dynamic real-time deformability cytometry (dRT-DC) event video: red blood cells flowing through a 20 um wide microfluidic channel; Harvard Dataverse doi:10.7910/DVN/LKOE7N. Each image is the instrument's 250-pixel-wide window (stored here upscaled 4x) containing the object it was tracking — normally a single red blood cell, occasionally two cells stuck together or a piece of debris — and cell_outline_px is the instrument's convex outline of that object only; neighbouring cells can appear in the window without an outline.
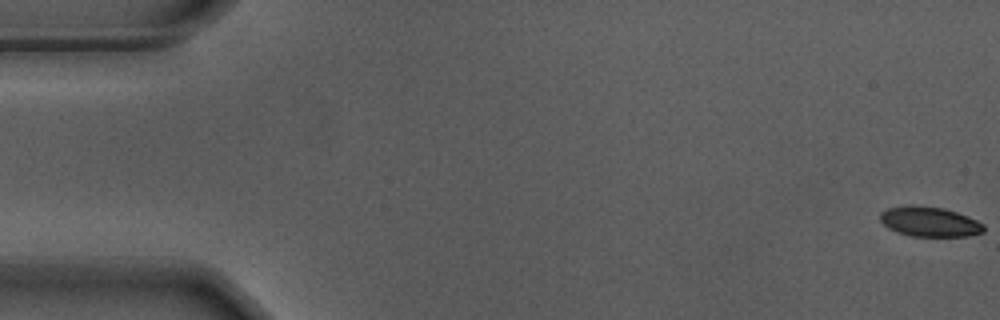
{"species": "Egyptian fruit bat (a non-hibernating species)", "species_latin": "Rousettus aegyptiacus", "temperature_condition": "warm", "stored_images_in_passage": 18, "camera_frame_rate_fps": 3000, "um_per_image_px": 0.085, "animal": {"sex": "male"}, "frame": {"image": 1, "passage_image": 1, "time_ms": 0.0, "image_size_px": [1000, 320], "cell_outline_px": [[984, 232], [968, 236], [912, 236], [896, 232], [888, 228], [880, 220], [880, 212], [888, 208], [908, 204], [912, 204], [944, 208], [968, 216], [984, 224]], "centroid_in_image_um": [79.0, 18.83], "position_along_channel_um": 6.0, "area_um2": 18.21}}
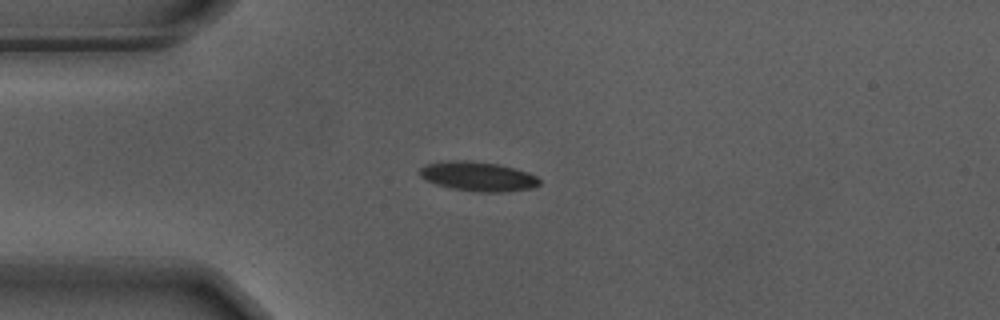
{"frame": {"image": 2, "passage_image": 15, "time_ms": 4.667, "image_size_px": [1000, 320], "cell_outline_px": [[540, 184], [532, 188], [504, 192], [476, 192], [452, 188], [436, 184], [420, 176], [420, 168], [424, 164], [444, 160], [468, 160], [496, 164], [528, 172], [536, 176], [540, 180]], "centroid_in_image_um": [40.61, 14.99], "position_along_channel_um": 44.4, "area_um2": 20.52}}